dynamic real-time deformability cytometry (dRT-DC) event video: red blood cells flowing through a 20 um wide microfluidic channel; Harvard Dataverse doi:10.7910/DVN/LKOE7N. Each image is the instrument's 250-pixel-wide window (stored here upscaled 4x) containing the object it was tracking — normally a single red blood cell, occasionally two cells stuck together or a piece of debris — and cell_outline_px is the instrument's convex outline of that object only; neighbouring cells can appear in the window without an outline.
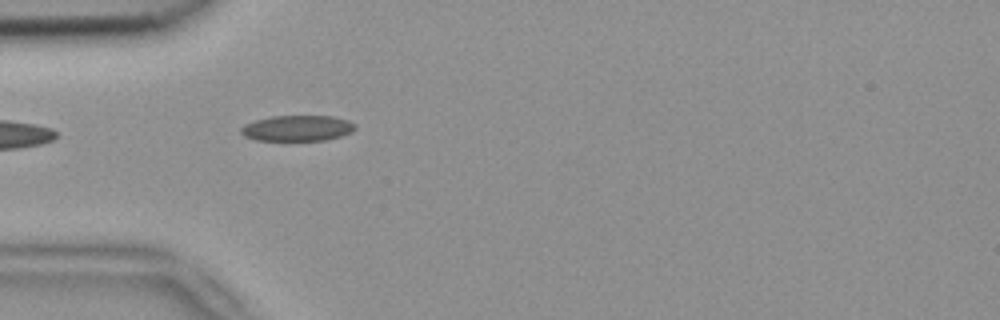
{"species": "common noctule bat (a hibernating species)", "species_latin": "Nyctalus noctula", "temperature_condition": "room temperature", "stored_images_in_passage": 5, "camera_frame_rate_fps": 3000, "um_per_image_px": 0.085, "animal": {"sex": "female", "body_mass_g": 18.4}, "frame": {"image": 1, "passage_image": 4, "time_ms": 1.0, "image_size_px": [1000, 320], "cell_outline_px": [[356, 128], [352, 132], [340, 136], [324, 140], [256, 140], [244, 136], [240, 132], [240, 128], [244, 124], [256, 120], [272, 116], [332, 116], [348, 120], [356, 124]], "centroid_in_image_um": [25.28, 10.89], "position_along_channel_um": 59.7, "area_um2": 17.11}}